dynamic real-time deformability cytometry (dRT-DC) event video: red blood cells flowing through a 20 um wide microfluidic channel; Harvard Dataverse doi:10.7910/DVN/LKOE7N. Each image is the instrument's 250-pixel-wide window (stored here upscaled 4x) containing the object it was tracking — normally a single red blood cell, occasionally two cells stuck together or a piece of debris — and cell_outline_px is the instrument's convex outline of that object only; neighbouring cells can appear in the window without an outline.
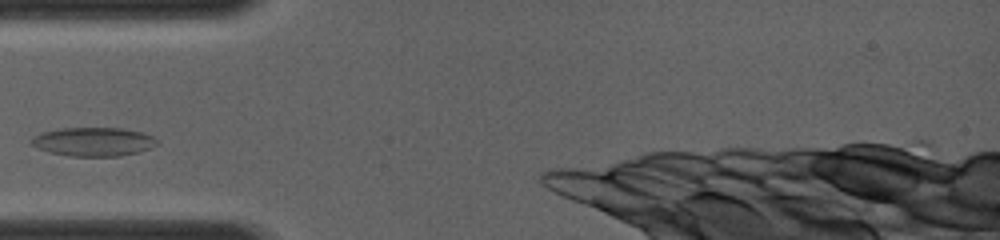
{"species": "common noctule bat (a hibernating species)", "species_latin": "Nyctalus noctula", "temperature_condition": "room temperature", "stored_images_in_passage": 1, "camera_frame_rate_fps": 4000, "um_per_image_px": 0.085, "animal": {"sex": "female", "body_mass_g": 19.0, "forearm_length_mm": 56.7}, "frame": {"image": 1, "passage_image": 1, "time_ms": 0.0, "image_size_px": [1000, 240], "cell_outline_px": [[160, 140], [156, 144], [148, 148], [136, 152], [120, 156], [72, 156], [48, 152], [32, 144], [28, 140], [32, 136], [44, 132], [60, 128], [120, 128], [140, 132], [152, 136]], "centroid_in_image_um": [7.91, 12.04], "position_along_channel_um": 77.1, "area_um2": 20.87}}